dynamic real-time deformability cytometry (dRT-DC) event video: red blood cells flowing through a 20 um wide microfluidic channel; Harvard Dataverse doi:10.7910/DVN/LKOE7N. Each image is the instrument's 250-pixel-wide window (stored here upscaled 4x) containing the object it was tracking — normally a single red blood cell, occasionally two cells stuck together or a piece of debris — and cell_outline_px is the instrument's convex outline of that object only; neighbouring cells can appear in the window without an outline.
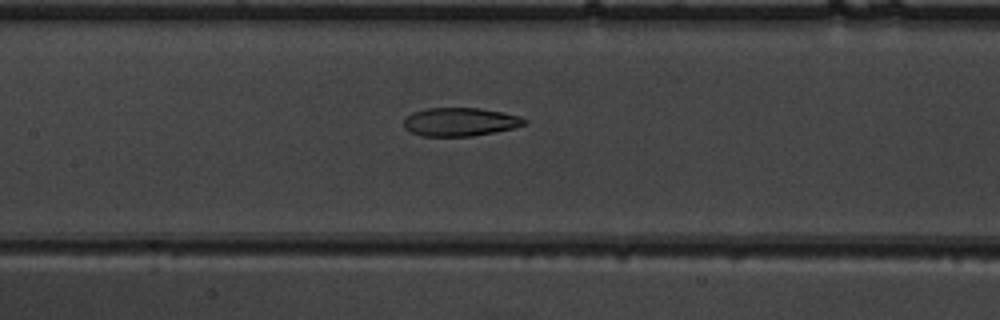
{"species": "common noctule bat (a hibernating species)", "species_latin": "Nyctalus noctula", "temperature_condition": "warm", "stored_images_in_passage": 39, "camera_frame_rate_fps": 3000, "um_per_image_px": 0.085, "animal": {"sex": "male", "body_mass_g": 19.5, "forearm_length_mm": 54.6}, "frame": {"image": 1, "passage_image": 17, "time_ms": 5.333, "image_size_px": [1000, 320], "cell_outline_px": [[528, 124], [512, 128], [472, 136], [424, 136], [412, 132], [404, 128], [404, 120], [412, 112], [428, 108], [480, 108], [520, 116], [528, 120]], "centroid_in_image_um": [39.12, 10.35], "position_along_channel_um": 168.3, "area_um2": 19.83}}
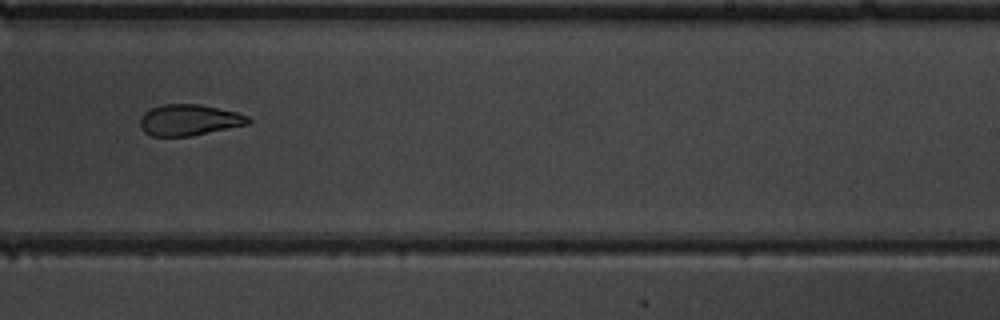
{"frame": {"image": 2, "passage_image": 25, "time_ms": 8.0, "image_size_px": [1000, 320], "cell_outline_px": [[252, 120], [248, 124], [192, 136], [152, 136], [144, 132], [140, 128], [140, 116], [144, 112], [152, 108], [164, 104], [200, 104], [236, 112], [248, 116]], "centroid_in_image_um": [16.06, 10.2], "position_along_channel_um": 272.9, "area_um2": 19.65}}
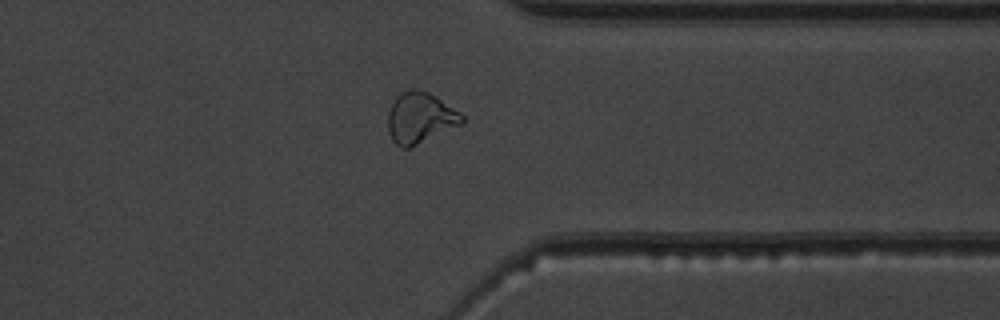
{"frame": {"image": 3, "passage_image": 33, "time_ms": 10.667, "image_size_px": [1000, 320], "cell_outline_px": [[464, 124], [408, 148], [400, 148], [392, 140], [388, 132], [388, 112], [396, 96], [400, 92], [412, 88], [416, 88], [428, 92], [436, 96], [460, 112], [464, 116]], "centroid_in_image_um": [35.72, 10.01], "position_along_channel_um": 375.7, "area_um2": 22.2}}